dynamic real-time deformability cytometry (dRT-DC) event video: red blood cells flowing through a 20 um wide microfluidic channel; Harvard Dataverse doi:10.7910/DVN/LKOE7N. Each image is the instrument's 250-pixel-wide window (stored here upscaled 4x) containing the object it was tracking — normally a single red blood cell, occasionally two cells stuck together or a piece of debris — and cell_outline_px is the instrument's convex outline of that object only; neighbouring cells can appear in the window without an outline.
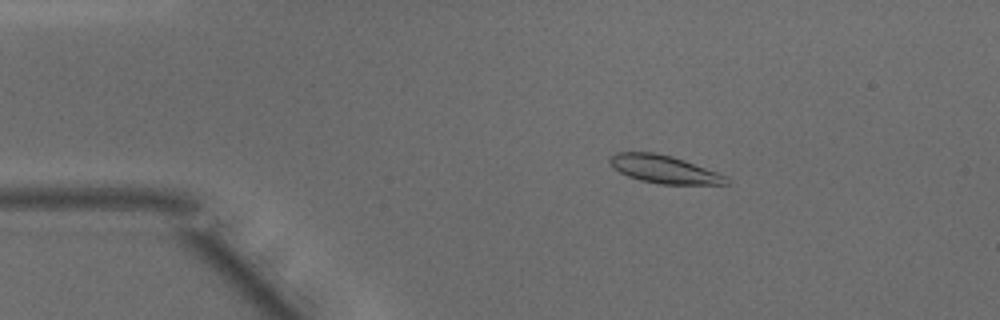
{"species": "common noctule bat (a hibernating species)", "species_latin": "Nyctalus noctula", "temperature_condition": "warm", "stored_images_in_passage": 49, "camera_frame_rate_fps": 3000, "um_per_image_px": 0.085, "animal": {"sex": "male", "body_mass_g": 15.6}, "frame": {"image": 1, "passage_image": 9, "time_ms": 2.667, "image_size_px": [1000, 320], "cell_outline_px": [[728, 184], [660, 184], [640, 180], [628, 176], [620, 172], [608, 160], [616, 152], [656, 152], [672, 156], [684, 160], [728, 176]], "centroid_in_image_um": [56.47, 14.38], "position_along_channel_um": 28.5, "area_um2": 18.73}}
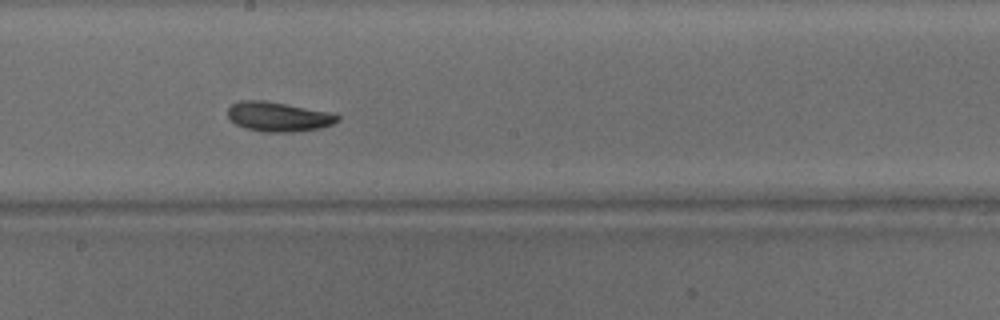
{"frame": {"image": 2, "passage_image": 27, "time_ms": 8.667, "image_size_px": [1000, 320], "cell_outline_px": [[340, 120], [332, 124], [320, 128], [292, 132], [260, 132], [244, 128], [236, 124], [228, 116], [228, 108], [232, 104], [240, 100], [264, 100], [328, 112], [340, 116]], "centroid_in_image_um": [23.63, 9.93], "position_along_channel_um": 224.6, "area_um2": 18.84}}
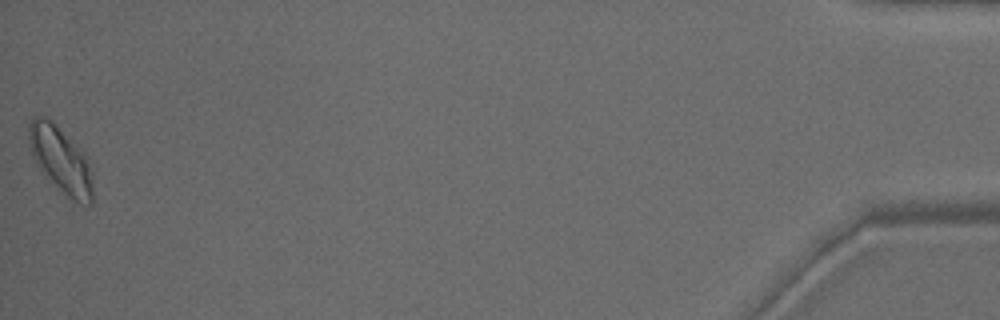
{"frame": {"image": 3, "passage_image": 49, "time_ms": 16.0, "image_size_px": [1000, 320], "cell_outline_px": [[92, 204], [80, 204], [72, 200], [40, 172], [28, 148], [28, 124], [36, 116], [44, 116], [52, 120], [88, 156], [92, 172]], "centroid_in_image_um": [5.15, 13.57], "position_along_channel_um": 430.1, "area_um2": 25.14}, "authors_computed_cell_mechanics": {"area_um2": 18.8428, "velocity_mm_per_s": 4.1425, "shape_relaxation_time_tau1_ms": 2.675, "shape_relaxation_time_tau2_ms": 7.132, "deformation_change_tau1": 0.1037, "deformation_change_tau2": 0.1297}}